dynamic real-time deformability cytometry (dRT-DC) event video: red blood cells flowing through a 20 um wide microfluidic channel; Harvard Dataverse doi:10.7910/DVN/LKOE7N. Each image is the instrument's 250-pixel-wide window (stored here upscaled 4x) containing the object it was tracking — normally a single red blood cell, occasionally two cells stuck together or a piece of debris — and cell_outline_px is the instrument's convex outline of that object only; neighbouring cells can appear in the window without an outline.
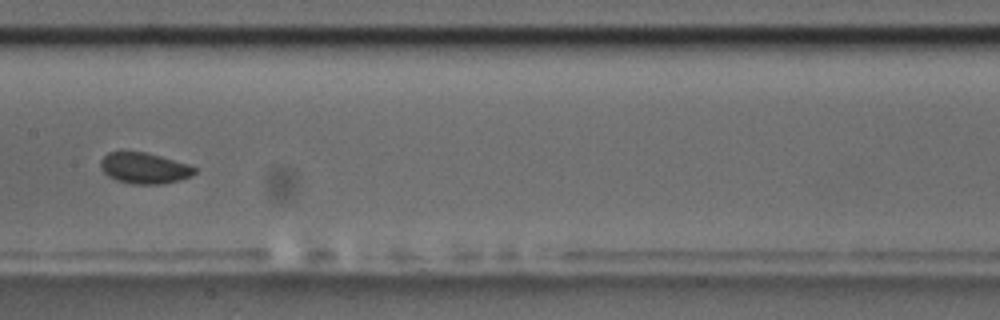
{"species": "common noctule bat (a hibernating species)", "species_latin": "Nyctalus noctula", "temperature_condition": "room temperature", "stored_images_in_passage": 15, "camera_frame_rate_fps": 3000, "um_per_image_px": 0.085, "animal": {"sex": "male", "body_mass_g": 17.5, "forearm_length_mm": 52.3}, "frame": {"image": 1, "passage_image": 7, "time_ms": 7.667, "image_size_px": [1000, 320], "cell_outline_px": [[196, 172], [192, 176], [180, 180], [164, 184], [132, 184], [116, 180], [108, 176], [100, 168], [100, 160], [108, 152], [120, 148], [144, 152], [160, 156], [188, 164], [196, 168]], "centroid_in_image_um": [12.22, 14.26], "position_along_channel_um": 195.2, "area_um2": 17.51}}
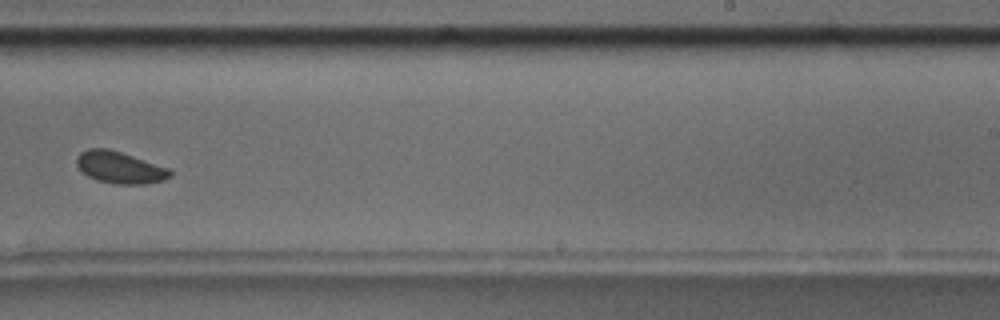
{"frame": {"image": 2, "passage_image": 9, "time_ms": 10.0, "image_size_px": [1000, 320], "cell_outline_px": [[172, 176], [164, 180], [144, 184], [116, 184], [96, 180], [88, 176], [76, 164], [76, 160], [80, 152], [88, 148], [108, 148], [168, 168], [172, 172]], "centroid_in_image_um": [10.18, 14.24], "position_along_channel_um": 278.8, "area_um2": 17.17}, "authors_computed_cell_mechanics": {"area_um2": 17.34, "velocity_mm_per_s": 3.5964, "shape_relaxation_time_tau1_ms": 1.0206, "shape_relaxation_time_tau2_ms": null, "deformation_change_tau1": 0.0389, "deformation_change_tau2": null}}